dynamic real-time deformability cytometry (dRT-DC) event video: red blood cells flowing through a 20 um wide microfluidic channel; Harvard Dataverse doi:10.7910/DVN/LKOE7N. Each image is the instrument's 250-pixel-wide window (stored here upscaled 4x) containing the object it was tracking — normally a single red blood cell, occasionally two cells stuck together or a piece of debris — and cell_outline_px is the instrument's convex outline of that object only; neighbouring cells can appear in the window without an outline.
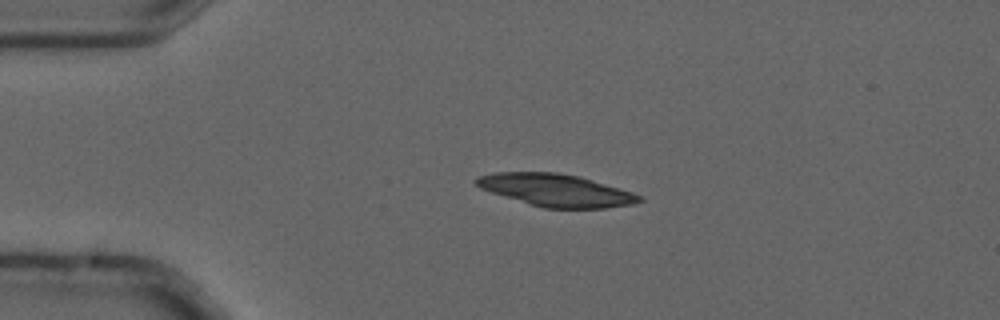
{"species": "common noctule bat (a hibernating species)", "species_latin": "Nyctalus noctula", "temperature_condition": "cold", "stored_images_in_passage": 3, "camera_frame_rate_fps": 3000, "um_per_image_px": 0.085, "animal": {"sex": "male", "forearm_length_mm": 52.5}, "frame": {"image": 1, "passage_image": 2, "time_ms": 0.333, "image_size_px": [1000, 320], "cell_outline_px": [[644, 200], [632, 204], [604, 208], [544, 208], [492, 192], [480, 188], [472, 180], [480, 176], [496, 172], [556, 172], [580, 176], [632, 192], [640, 196]], "centroid_in_image_um": [47.26, 16.16], "position_along_channel_um": 37.7, "area_um2": 30.4}}